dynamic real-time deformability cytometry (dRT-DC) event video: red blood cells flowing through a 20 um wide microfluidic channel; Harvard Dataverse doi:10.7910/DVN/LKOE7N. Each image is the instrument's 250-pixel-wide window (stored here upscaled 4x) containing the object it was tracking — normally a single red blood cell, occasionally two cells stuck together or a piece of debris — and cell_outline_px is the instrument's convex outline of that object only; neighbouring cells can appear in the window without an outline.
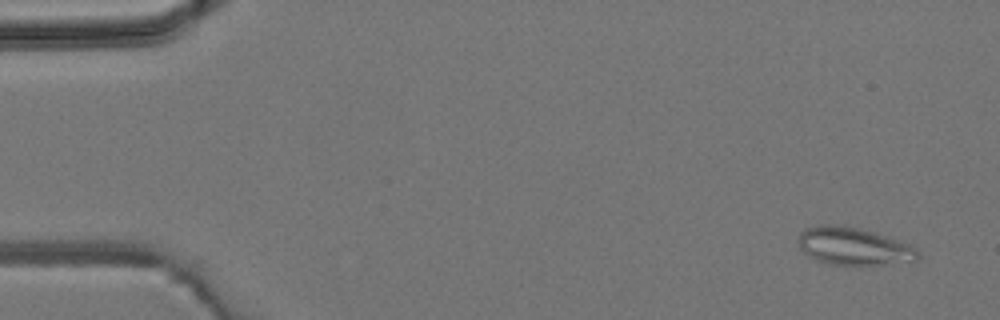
{"species": "common noctule bat (a hibernating species)", "species_latin": "Nyctalus noctula", "temperature_condition": "room temperature", "stored_images_in_passage": 5, "camera_frame_rate_fps": 3000, "um_per_image_px": 0.085, "animal": {"sex": "male", "body_mass_g": 19.2, "forearm_length_mm": 51.8}, "frame": {"image": 1, "passage_image": 1, "time_ms": 0.0, "image_size_px": [1000, 320], "cell_outline_px": [[920, 256], [916, 260], [884, 264], [832, 264], [816, 260], [808, 256], [800, 248], [800, 232], [804, 228], [816, 224], [836, 224], [860, 228], [912, 244], [916, 248]], "centroid_in_image_um": [72.55, 20.91], "position_along_channel_um": 12.4, "area_um2": 26.13}}